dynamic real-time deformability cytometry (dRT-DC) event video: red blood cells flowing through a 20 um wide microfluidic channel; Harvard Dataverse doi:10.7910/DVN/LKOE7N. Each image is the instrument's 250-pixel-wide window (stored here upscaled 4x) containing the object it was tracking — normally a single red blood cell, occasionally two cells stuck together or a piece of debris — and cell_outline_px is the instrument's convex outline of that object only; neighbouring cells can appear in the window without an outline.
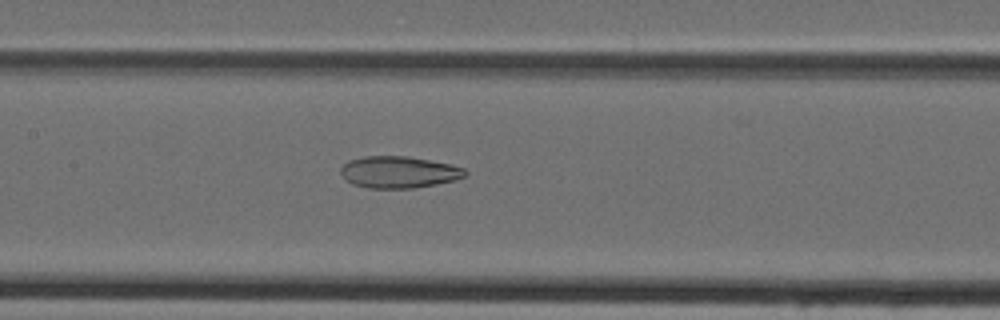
{"species": "Egyptian fruit bat (a non-hibernating species)", "species_latin": "Rousettus aegyptiacus", "temperature_condition": "cold", "stored_images_in_passage": 46, "camera_frame_rate_fps": 3000, "um_per_image_px": 0.085, "animal": {"sex": "female"}, "frame": {"image": 1, "passage_image": 22, "time_ms": 7.0, "image_size_px": [1000, 320], "cell_outline_px": [[468, 172], [464, 176], [456, 180], [436, 184], [412, 188], [368, 188], [352, 184], [344, 180], [340, 172], [340, 168], [348, 160], [364, 156], [408, 156], [448, 164], [464, 168]], "centroid_in_image_um": [33.85, 14.63], "position_along_channel_um": 173.5, "area_um2": 23.06}}
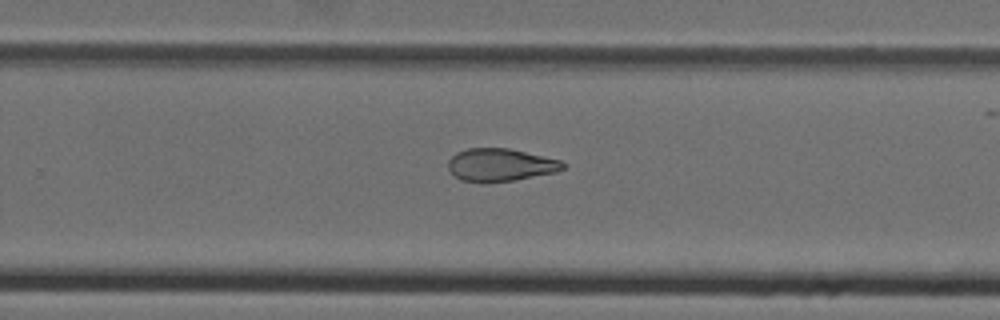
{"frame": {"image": 2, "passage_image": 30, "time_ms": 9.667, "image_size_px": [1000, 320], "cell_outline_px": [[568, 164], [564, 168], [556, 172], [516, 180], [488, 184], [480, 184], [460, 180], [448, 168], [448, 160], [456, 152], [468, 148], [508, 148], [560, 160]], "centroid_in_image_um": [42.52, 14.04], "position_along_channel_um": 287.3, "area_um2": 22.31}}
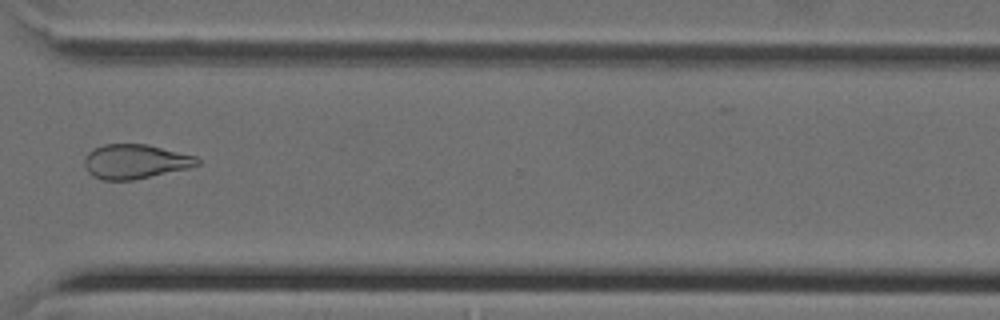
{"frame": {"image": 3, "passage_image": 35, "time_ms": 11.333, "image_size_px": [1000, 320], "cell_outline_px": [[200, 164], [188, 168], [132, 180], [104, 180], [92, 176], [88, 172], [84, 164], [84, 160], [88, 152], [92, 148], [104, 144], [148, 144], [196, 156], [200, 160]], "centroid_in_image_um": [11.48, 13.72], "position_along_channel_um": 359.1, "area_um2": 22.66}}